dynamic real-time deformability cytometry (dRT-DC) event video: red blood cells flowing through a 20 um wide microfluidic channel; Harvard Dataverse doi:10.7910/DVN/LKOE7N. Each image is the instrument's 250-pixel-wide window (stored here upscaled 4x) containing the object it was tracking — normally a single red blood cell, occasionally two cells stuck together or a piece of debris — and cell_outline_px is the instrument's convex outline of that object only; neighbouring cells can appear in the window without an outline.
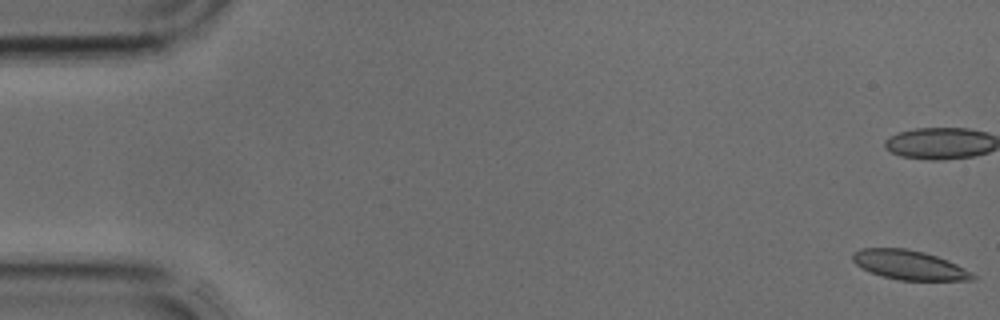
{"species": "common noctule bat (a hibernating species)", "species_latin": "Nyctalus noctula", "temperature_condition": "cold", "stored_images_in_passage": 5, "camera_frame_rate_fps": 3000, "um_per_image_px": 0.085, "animal": {"sex": "male", "body_mass_g": 17.9, "forearm_length_mm": 54.2}, "frame": {"image": 1, "passage_image": 1, "time_ms": 0.0, "image_size_px": [1000, 320], "cell_outline_px": [[976, 280], [900, 280], [884, 276], [872, 272], [856, 264], [852, 260], [852, 252], [860, 248], [904, 248], [924, 252], [948, 260], [972, 272], [976, 276]], "centroid_in_image_um": [77.3, 22.51], "position_along_channel_um": 7.7, "area_um2": 20.35}}